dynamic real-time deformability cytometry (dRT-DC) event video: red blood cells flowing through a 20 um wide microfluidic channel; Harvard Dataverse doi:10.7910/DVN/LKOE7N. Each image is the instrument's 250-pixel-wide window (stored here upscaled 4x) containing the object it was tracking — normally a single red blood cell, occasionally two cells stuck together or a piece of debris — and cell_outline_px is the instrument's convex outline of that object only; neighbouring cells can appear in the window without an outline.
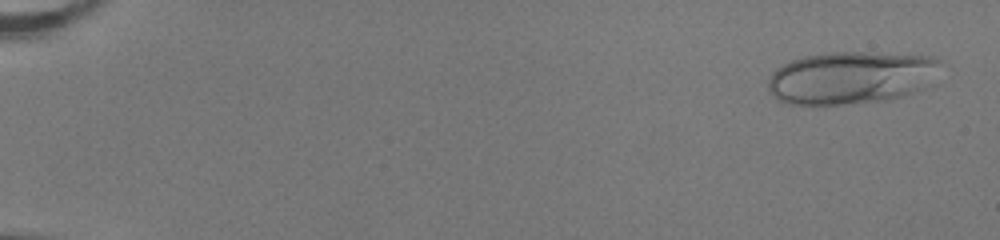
{"species": "human", "species_latin": "Homo sapiens", "temperature_condition": "room temperature", "stored_images_in_passage": 52, "camera_frame_rate_fps": 3000, "um_per_image_px": 0.085, "donor": {"sex": "female"}, "frame": {"image": 1, "passage_image": 3, "time_ms": 0.667, "image_size_px": [1000, 240], "cell_outline_px": [[940, 60], [916, 88], [900, 96], [880, 100], [840, 104], [788, 104], [780, 100], [768, 88], [768, 80], [772, 72], [776, 68], [792, 60], [804, 56], [828, 52], [868, 52], [932, 56]], "centroid_in_image_um": [72.14, 6.57], "position_along_channel_um": 12.9, "area_um2": 50.86}}
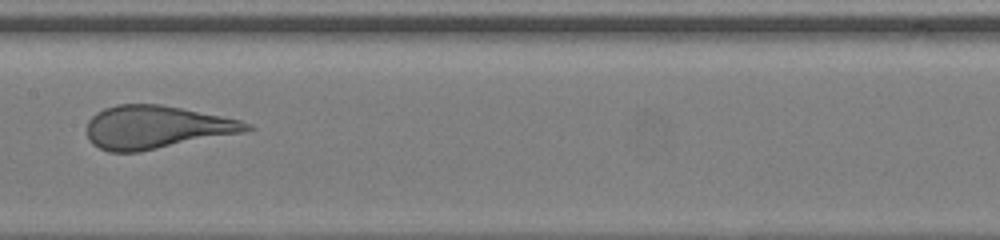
{"frame": {"image": 2, "passage_image": 29, "time_ms": 9.333, "image_size_px": [1000, 240], "cell_outline_px": [[256, 128], [244, 132], [140, 152], [108, 152], [92, 144], [88, 140], [88, 120], [96, 112], [104, 108], [116, 104], [160, 104], [240, 120], [252, 124]], "centroid_in_image_um": [13.27, 10.82], "position_along_channel_um": 194.1, "area_um2": 40.06}}
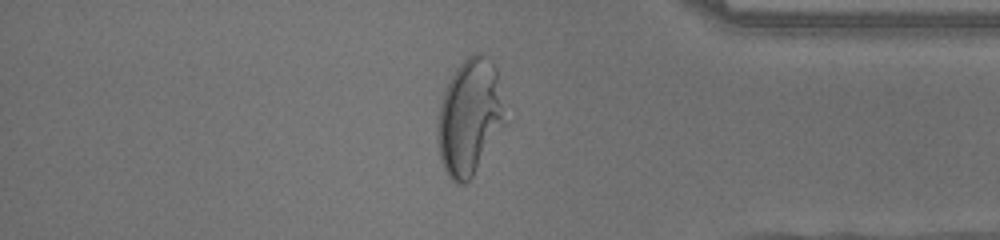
{"frame": {"image": 3, "passage_image": 45, "time_ms": 14.667, "image_size_px": [1000, 240], "cell_outline_px": [[504, 124], [472, 176], [464, 184], [456, 184], [448, 176], [440, 160], [436, 140], [436, 120], [440, 104], [444, 92], [456, 68], [472, 52], [480, 52], [492, 60], [496, 68]], "centroid_in_image_um": [39.85, 9.95], "position_along_channel_um": 395.4, "area_um2": 44.97}}